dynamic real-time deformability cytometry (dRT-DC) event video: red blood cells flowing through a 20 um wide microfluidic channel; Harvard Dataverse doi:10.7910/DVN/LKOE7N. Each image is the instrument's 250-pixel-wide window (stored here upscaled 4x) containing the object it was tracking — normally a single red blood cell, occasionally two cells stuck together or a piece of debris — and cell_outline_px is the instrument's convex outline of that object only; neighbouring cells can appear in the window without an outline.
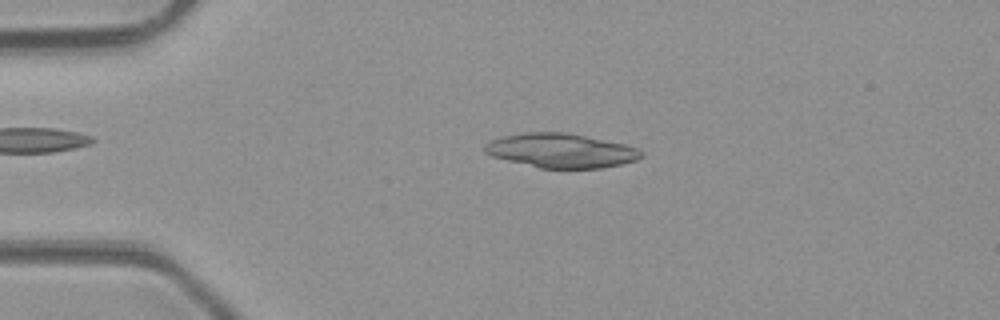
{"species": "common noctule bat (a hibernating species)", "species_latin": "Nyctalus noctula", "temperature_condition": "room temperature", "stored_images_in_passage": 5, "camera_frame_rate_fps": 3000, "um_per_image_px": 0.085, "animal": {"sex": "male", "body_mass_g": 23.1, "forearm_length_mm": 52.7}, "frame": {"image": 1, "passage_image": 3, "time_ms": 2.333, "image_size_px": [1000, 320], "cell_outline_px": [[644, 156], [636, 160], [624, 164], [600, 168], [540, 168], [492, 156], [484, 152], [484, 144], [492, 140], [504, 136], [524, 132], [564, 132], [624, 144], [636, 148], [644, 152]], "centroid_in_image_um": [47.7, 12.8], "position_along_channel_um": 37.3, "area_um2": 31.04}}